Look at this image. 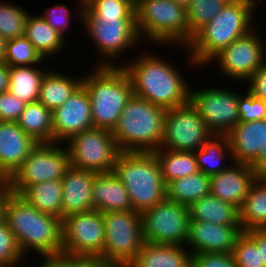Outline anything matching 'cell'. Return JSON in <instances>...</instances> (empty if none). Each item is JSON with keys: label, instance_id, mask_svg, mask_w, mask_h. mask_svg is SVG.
Instances as JSON below:
<instances>
[{"label": "cell", "instance_id": "1", "mask_svg": "<svg viewBox=\"0 0 266 267\" xmlns=\"http://www.w3.org/2000/svg\"><path fill=\"white\" fill-rule=\"evenodd\" d=\"M138 55L126 65L121 64L129 76L134 96L165 109L189 102L191 86L177 71L180 68L153 52Z\"/></svg>", "mask_w": 266, "mask_h": 267}, {"label": "cell", "instance_id": "2", "mask_svg": "<svg viewBox=\"0 0 266 267\" xmlns=\"http://www.w3.org/2000/svg\"><path fill=\"white\" fill-rule=\"evenodd\" d=\"M2 218L14 234L24 257L31 251L41 259L62 252L61 219L40 212L19 195L6 193Z\"/></svg>", "mask_w": 266, "mask_h": 267}, {"label": "cell", "instance_id": "3", "mask_svg": "<svg viewBox=\"0 0 266 267\" xmlns=\"http://www.w3.org/2000/svg\"><path fill=\"white\" fill-rule=\"evenodd\" d=\"M261 0H231L202 27L185 47L190 66H208L209 61L237 38L249 33L255 26V7ZM254 21V22H253Z\"/></svg>", "mask_w": 266, "mask_h": 267}, {"label": "cell", "instance_id": "4", "mask_svg": "<svg viewBox=\"0 0 266 267\" xmlns=\"http://www.w3.org/2000/svg\"><path fill=\"white\" fill-rule=\"evenodd\" d=\"M94 68L82 78L91 101L93 128L113 131L134 95L132 84L121 65Z\"/></svg>", "mask_w": 266, "mask_h": 267}, {"label": "cell", "instance_id": "5", "mask_svg": "<svg viewBox=\"0 0 266 267\" xmlns=\"http://www.w3.org/2000/svg\"><path fill=\"white\" fill-rule=\"evenodd\" d=\"M167 109L132 96L112 131L121 152H154L164 136Z\"/></svg>", "mask_w": 266, "mask_h": 267}, {"label": "cell", "instance_id": "6", "mask_svg": "<svg viewBox=\"0 0 266 267\" xmlns=\"http://www.w3.org/2000/svg\"><path fill=\"white\" fill-rule=\"evenodd\" d=\"M113 172L126 187L134 211L141 213L166 198V185L154 152H121Z\"/></svg>", "mask_w": 266, "mask_h": 267}, {"label": "cell", "instance_id": "7", "mask_svg": "<svg viewBox=\"0 0 266 267\" xmlns=\"http://www.w3.org/2000/svg\"><path fill=\"white\" fill-rule=\"evenodd\" d=\"M135 18L143 42L183 48L189 45L186 8L173 0H135Z\"/></svg>", "mask_w": 266, "mask_h": 267}, {"label": "cell", "instance_id": "8", "mask_svg": "<svg viewBox=\"0 0 266 267\" xmlns=\"http://www.w3.org/2000/svg\"><path fill=\"white\" fill-rule=\"evenodd\" d=\"M76 12L90 41L100 53L101 61L98 66H118L116 58L118 60L120 55L143 42L137 31L136 19L103 21L96 18L84 5H80Z\"/></svg>", "mask_w": 266, "mask_h": 267}, {"label": "cell", "instance_id": "9", "mask_svg": "<svg viewBox=\"0 0 266 267\" xmlns=\"http://www.w3.org/2000/svg\"><path fill=\"white\" fill-rule=\"evenodd\" d=\"M102 216L105 243L101 258L112 267H127L144 243L141 213L134 210L109 211Z\"/></svg>", "mask_w": 266, "mask_h": 267}, {"label": "cell", "instance_id": "10", "mask_svg": "<svg viewBox=\"0 0 266 267\" xmlns=\"http://www.w3.org/2000/svg\"><path fill=\"white\" fill-rule=\"evenodd\" d=\"M69 167L65 144L38 143L5 183L9 192L20 195L30 185L62 179Z\"/></svg>", "mask_w": 266, "mask_h": 267}, {"label": "cell", "instance_id": "11", "mask_svg": "<svg viewBox=\"0 0 266 267\" xmlns=\"http://www.w3.org/2000/svg\"><path fill=\"white\" fill-rule=\"evenodd\" d=\"M70 166L96 173L112 172L121 150L112 131L92 128L67 142Z\"/></svg>", "mask_w": 266, "mask_h": 267}, {"label": "cell", "instance_id": "12", "mask_svg": "<svg viewBox=\"0 0 266 267\" xmlns=\"http://www.w3.org/2000/svg\"><path fill=\"white\" fill-rule=\"evenodd\" d=\"M187 205L165 198L141 212L144 242L185 246L189 229Z\"/></svg>", "mask_w": 266, "mask_h": 267}, {"label": "cell", "instance_id": "13", "mask_svg": "<svg viewBox=\"0 0 266 267\" xmlns=\"http://www.w3.org/2000/svg\"><path fill=\"white\" fill-rule=\"evenodd\" d=\"M257 29L255 27L249 33L234 40L217 53L209 63H217L216 66L222 71L220 73H223L227 79L240 80V82L247 80L266 62V44Z\"/></svg>", "mask_w": 266, "mask_h": 267}, {"label": "cell", "instance_id": "14", "mask_svg": "<svg viewBox=\"0 0 266 267\" xmlns=\"http://www.w3.org/2000/svg\"><path fill=\"white\" fill-rule=\"evenodd\" d=\"M209 87L190 89L189 101L213 135H227L239 123V94L227 88Z\"/></svg>", "mask_w": 266, "mask_h": 267}, {"label": "cell", "instance_id": "15", "mask_svg": "<svg viewBox=\"0 0 266 267\" xmlns=\"http://www.w3.org/2000/svg\"><path fill=\"white\" fill-rule=\"evenodd\" d=\"M61 228L63 253L102 257L105 228L100 211L70 214L61 220Z\"/></svg>", "mask_w": 266, "mask_h": 267}, {"label": "cell", "instance_id": "16", "mask_svg": "<svg viewBox=\"0 0 266 267\" xmlns=\"http://www.w3.org/2000/svg\"><path fill=\"white\" fill-rule=\"evenodd\" d=\"M212 135L189 101L184 105L167 109L160 149L194 152L201 148Z\"/></svg>", "mask_w": 266, "mask_h": 267}, {"label": "cell", "instance_id": "17", "mask_svg": "<svg viewBox=\"0 0 266 267\" xmlns=\"http://www.w3.org/2000/svg\"><path fill=\"white\" fill-rule=\"evenodd\" d=\"M53 142H67L72 136L93 128L91 101L81 85L59 108L52 111Z\"/></svg>", "mask_w": 266, "mask_h": 267}, {"label": "cell", "instance_id": "18", "mask_svg": "<svg viewBox=\"0 0 266 267\" xmlns=\"http://www.w3.org/2000/svg\"><path fill=\"white\" fill-rule=\"evenodd\" d=\"M243 232L240 224L219 225L190 220L185 245L193 254L231 253L237 237Z\"/></svg>", "mask_w": 266, "mask_h": 267}, {"label": "cell", "instance_id": "19", "mask_svg": "<svg viewBox=\"0 0 266 267\" xmlns=\"http://www.w3.org/2000/svg\"><path fill=\"white\" fill-rule=\"evenodd\" d=\"M229 164L226 170L210 176V194L240 208L258 175L249 164Z\"/></svg>", "mask_w": 266, "mask_h": 267}, {"label": "cell", "instance_id": "20", "mask_svg": "<svg viewBox=\"0 0 266 267\" xmlns=\"http://www.w3.org/2000/svg\"><path fill=\"white\" fill-rule=\"evenodd\" d=\"M37 144L17 122L0 121V177L5 182Z\"/></svg>", "mask_w": 266, "mask_h": 267}, {"label": "cell", "instance_id": "21", "mask_svg": "<svg viewBox=\"0 0 266 267\" xmlns=\"http://www.w3.org/2000/svg\"><path fill=\"white\" fill-rule=\"evenodd\" d=\"M96 172L70 166L62 178V219L94 210L92 183Z\"/></svg>", "mask_w": 266, "mask_h": 267}, {"label": "cell", "instance_id": "22", "mask_svg": "<svg viewBox=\"0 0 266 267\" xmlns=\"http://www.w3.org/2000/svg\"><path fill=\"white\" fill-rule=\"evenodd\" d=\"M227 138L233 162L251 165L259 156L266 139V119L238 123Z\"/></svg>", "mask_w": 266, "mask_h": 267}, {"label": "cell", "instance_id": "23", "mask_svg": "<svg viewBox=\"0 0 266 267\" xmlns=\"http://www.w3.org/2000/svg\"><path fill=\"white\" fill-rule=\"evenodd\" d=\"M92 200L94 209L101 213L133 210L126 187L113 171L96 173L92 183Z\"/></svg>", "mask_w": 266, "mask_h": 267}, {"label": "cell", "instance_id": "24", "mask_svg": "<svg viewBox=\"0 0 266 267\" xmlns=\"http://www.w3.org/2000/svg\"><path fill=\"white\" fill-rule=\"evenodd\" d=\"M127 267H192V253L186 246L144 242Z\"/></svg>", "mask_w": 266, "mask_h": 267}, {"label": "cell", "instance_id": "25", "mask_svg": "<svg viewBox=\"0 0 266 267\" xmlns=\"http://www.w3.org/2000/svg\"><path fill=\"white\" fill-rule=\"evenodd\" d=\"M82 78L49 68L42 78L38 101L51 112L54 111L62 106L82 85Z\"/></svg>", "mask_w": 266, "mask_h": 267}, {"label": "cell", "instance_id": "26", "mask_svg": "<svg viewBox=\"0 0 266 267\" xmlns=\"http://www.w3.org/2000/svg\"><path fill=\"white\" fill-rule=\"evenodd\" d=\"M41 54L48 60L52 55L63 53L65 46V38L53 29L41 15L28 14L25 23L24 35Z\"/></svg>", "mask_w": 266, "mask_h": 267}, {"label": "cell", "instance_id": "27", "mask_svg": "<svg viewBox=\"0 0 266 267\" xmlns=\"http://www.w3.org/2000/svg\"><path fill=\"white\" fill-rule=\"evenodd\" d=\"M190 220L207 221L219 225L240 224L239 208L208 194L188 206Z\"/></svg>", "mask_w": 266, "mask_h": 267}, {"label": "cell", "instance_id": "28", "mask_svg": "<svg viewBox=\"0 0 266 267\" xmlns=\"http://www.w3.org/2000/svg\"><path fill=\"white\" fill-rule=\"evenodd\" d=\"M62 179L28 186L19 196L40 212L62 220Z\"/></svg>", "mask_w": 266, "mask_h": 267}, {"label": "cell", "instance_id": "29", "mask_svg": "<svg viewBox=\"0 0 266 267\" xmlns=\"http://www.w3.org/2000/svg\"><path fill=\"white\" fill-rule=\"evenodd\" d=\"M239 223L243 231L266 228V176H258L239 208Z\"/></svg>", "mask_w": 266, "mask_h": 267}, {"label": "cell", "instance_id": "30", "mask_svg": "<svg viewBox=\"0 0 266 267\" xmlns=\"http://www.w3.org/2000/svg\"><path fill=\"white\" fill-rule=\"evenodd\" d=\"M47 71L41 65L9 67L8 91L26 104L38 101L41 81Z\"/></svg>", "mask_w": 266, "mask_h": 267}, {"label": "cell", "instance_id": "31", "mask_svg": "<svg viewBox=\"0 0 266 267\" xmlns=\"http://www.w3.org/2000/svg\"><path fill=\"white\" fill-rule=\"evenodd\" d=\"M17 123L36 142H53L52 112L40 101L27 103Z\"/></svg>", "mask_w": 266, "mask_h": 267}, {"label": "cell", "instance_id": "32", "mask_svg": "<svg viewBox=\"0 0 266 267\" xmlns=\"http://www.w3.org/2000/svg\"><path fill=\"white\" fill-rule=\"evenodd\" d=\"M194 154L199 171L208 176L226 170L229 167L224 165L227 157L233 161L227 135H212Z\"/></svg>", "mask_w": 266, "mask_h": 267}, {"label": "cell", "instance_id": "33", "mask_svg": "<svg viewBox=\"0 0 266 267\" xmlns=\"http://www.w3.org/2000/svg\"><path fill=\"white\" fill-rule=\"evenodd\" d=\"M208 194H210V176L201 171L175 179L166 185V198L187 206Z\"/></svg>", "mask_w": 266, "mask_h": 267}, {"label": "cell", "instance_id": "34", "mask_svg": "<svg viewBox=\"0 0 266 267\" xmlns=\"http://www.w3.org/2000/svg\"><path fill=\"white\" fill-rule=\"evenodd\" d=\"M154 154L160 163L165 185L175 179L186 177L199 171L194 152L157 149Z\"/></svg>", "mask_w": 266, "mask_h": 267}, {"label": "cell", "instance_id": "35", "mask_svg": "<svg viewBox=\"0 0 266 267\" xmlns=\"http://www.w3.org/2000/svg\"><path fill=\"white\" fill-rule=\"evenodd\" d=\"M231 0H191L186 8L189 26V44L193 36L211 22Z\"/></svg>", "mask_w": 266, "mask_h": 267}, {"label": "cell", "instance_id": "36", "mask_svg": "<svg viewBox=\"0 0 266 267\" xmlns=\"http://www.w3.org/2000/svg\"><path fill=\"white\" fill-rule=\"evenodd\" d=\"M3 62L9 67L34 66L45 62V59L25 37L6 40Z\"/></svg>", "mask_w": 266, "mask_h": 267}, {"label": "cell", "instance_id": "37", "mask_svg": "<svg viewBox=\"0 0 266 267\" xmlns=\"http://www.w3.org/2000/svg\"><path fill=\"white\" fill-rule=\"evenodd\" d=\"M84 6L103 21L136 19L135 0H84Z\"/></svg>", "mask_w": 266, "mask_h": 267}, {"label": "cell", "instance_id": "38", "mask_svg": "<svg viewBox=\"0 0 266 267\" xmlns=\"http://www.w3.org/2000/svg\"><path fill=\"white\" fill-rule=\"evenodd\" d=\"M29 12L10 1H0V35L5 39L23 37Z\"/></svg>", "mask_w": 266, "mask_h": 267}, {"label": "cell", "instance_id": "39", "mask_svg": "<svg viewBox=\"0 0 266 267\" xmlns=\"http://www.w3.org/2000/svg\"><path fill=\"white\" fill-rule=\"evenodd\" d=\"M231 254L237 267H266L261 262V249L244 231L237 237Z\"/></svg>", "mask_w": 266, "mask_h": 267}, {"label": "cell", "instance_id": "40", "mask_svg": "<svg viewBox=\"0 0 266 267\" xmlns=\"http://www.w3.org/2000/svg\"><path fill=\"white\" fill-rule=\"evenodd\" d=\"M25 257L20 251L14 234L5 220L0 218V267H18ZM22 260V262H21ZM19 264V265H18Z\"/></svg>", "mask_w": 266, "mask_h": 267}, {"label": "cell", "instance_id": "41", "mask_svg": "<svg viewBox=\"0 0 266 267\" xmlns=\"http://www.w3.org/2000/svg\"><path fill=\"white\" fill-rule=\"evenodd\" d=\"M40 261H36V267H112L100 256H78L63 252Z\"/></svg>", "mask_w": 266, "mask_h": 267}, {"label": "cell", "instance_id": "42", "mask_svg": "<svg viewBox=\"0 0 266 267\" xmlns=\"http://www.w3.org/2000/svg\"><path fill=\"white\" fill-rule=\"evenodd\" d=\"M239 123L266 119V101L254 98L248 91L238 96Z\"/></svg>", "mask_w": 266, "mask_h": 267}, {"label": "cell", "instance_id": "43", "mask_svg": "<svg viewBox=\"0 0 266 267\" xmlns=\"http://www.w3.org/2000/svg\"><path fill=\"white\" fill-rule=\"evenodd\" d=\"M71 10L68 9L66 4H56L53 7L44 9L41 16L48 22V24L60 33L64 38L67 29L70 27ZM69 26V27H68Z\"/></svg>", "mask_w": 266, "mask_h": 267}, {"label": "cell", "instance_id": "44", "mask_svg": "<svg viewBox=\"0 0 266 267\" xmlns=\"http://www.w3.org/2000/svg\"><path fill=\"white\" fill-rule=\"evenodd\" d=\"M26 103L9 91L0 93V121L17 122Z\"/></svg>", "mask_w": 266, "mask_h": 267}, {"label": "cell", "instance_id": "45", "mask_svg": "<svg viewBox=\"0 0 266 267\" xmlns=\"http://www.w3.org/2000/svg\"><path fill=\"white\" fill-rule=\"evenodd\" d=\"M192 267H237L231 253H198L192 255Z\"/></svg>", "mask_w": 266, "mask_h": 267}, {"label": "cell", "instance_id": "46", "mask_svg": "<svg viewBox=\"0 0 266 267\" xmlns=\"http://www.w3.org/2000/svg\"><path fill=\"white\" fill-rule=\"evenodd\" d=\"M245 82L248 85L245 89L254 98L266 101V62Z\"/></svg>", "mask_w": 266, "mask_h": 267}, {"label": "cell", "instance_id": "47", "mask_svg": "<svg viewBox=\"0 0 266 267\" xmlns=\"http://www.w3.org/2000/svg\"><path fill=\"white\" fill-rule=\"evenodd\" d=\"M261 249V262L266 266V228H255L244 231Z\"/></svg>", "mask_w": 266, "mask_h": 267}, {"label": "cell", "instance_id": "48", "mask_svg": "<svg viewBox=\"0 0 266 267\" xmlns=\"http://www.w3.org/2000/svg\"><path fill=\"white\" fill-rule=\"evenodd\" d=\"M258 176H266V139L258 158L250 165Z\"/></svg>", "mask_w": 266, "mask_h": 267}, {"label": "cell", "instance_id": "49", "mask_svg": "<svg viewBox=\"0 0 266 267\" xmlns=\"http://www.w3.org/2000/svg\"><path fill=\"white\" fill-rule=\"evenodd\" d=\"M9 88V66L0 62V93L8 91Z\"/></svg>", "mask_w": 266, "mask_h": 267}, {"label": "cell", "instance_id": "50", "mask_svg": "<svg viewBox=\"0 0 266 267\" xmlns=\"http://www.w3.org/2000/svg\"><path fill=\"white\" fill-rule=\"evenodd\" d=\"M7 192H8V188L6 186V183H4L0 187V218L2 217V204H3L4 196L6 195Z\"/></svg>", "mask_w": 266, "mask_h": 267}, {"label": "cell", "instance_id": "51", "mask_svg": "<svg viewBox=\"0 0 266 267\" xmlns=\"http://www.w3.org/2000/svg\"><path fill=\"white\" fill-rule=\"evenodd\" d=\"M6 40L0 35V62L3 61L5 55Z\"/></svg>", "mask_w": 266, "mask_h": 267}, {"label": "cell", "instance_id": "52", "mask_svg": "<svg viewBox=\"0 0 266 267\" xmlns=\"http://www.w3.org/2000/svg\"><path fill=\"white\" fill-rule=\"evenodd\" d=\"M173 1L182 5L185 8H187L191 2V0H173Z\"/></svg>", "mask_w": 266, "mask_h": 267}, {"label": "cell", "instance_id": "53", "mask_svg": "<svg viewBox=\"0 0 266 267\" xmlns=\"http://www.w3.org/2000/svg\"><path fill=\"white\" fill-rule=\"evenodd\" d=\"M5 183V181L0 177V187Z\"/></svg>", "mask_w": 266, "mask_h": 267}, {"label": "cell", "instance_id": "54", "mask_svg": "<svg viewBox=\"0 0 266 267\" xmlns=\"http://www.w3.org/2000/svg\"><path fill=\"white\" fill-rule=\"evenodd\" d=\"M80 5H84V0H78Z\"/></svg>", "mask_w": 266, "mask_h": 267}]
</instances>
